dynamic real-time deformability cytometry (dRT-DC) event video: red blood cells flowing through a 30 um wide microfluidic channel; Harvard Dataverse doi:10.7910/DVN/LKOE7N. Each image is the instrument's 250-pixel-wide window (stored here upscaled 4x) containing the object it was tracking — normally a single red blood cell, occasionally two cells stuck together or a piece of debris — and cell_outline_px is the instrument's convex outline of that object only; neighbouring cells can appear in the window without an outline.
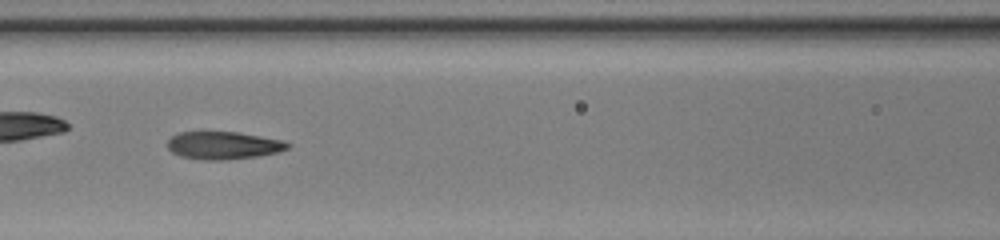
{"species": "common noctule bat (a hibernating species)", "species_latin": "Nyctalus noctula", "temperature_condition": "warm", "stored_images_in_passage": 44, "camera_frame_rate_fps": 3000, "um_per_image_px": 0.085, "animal": {"sex": "female", "body_mass_g": 20.0, "forearm_length_mm": 54.0}, "frame": {"image": 1, "passage_image": 19, "time_ms": 6.0, "image_size_px": [1000, 240], "cell_outline_px": [[292, 144], [288, 148], [276, 152], [256, 156], [224, 160], [204, 160], [180, 156], [172, 152], [168, 148], [168, 140], [172, 136], [180, 132], [240, 132], [280, 140]], "centroid_in_image_um": [18.96, 12.36], "position_along_channel_um": 147.6, "area_um2": 19.19}, "authors_computed_cell_mechanics": {"area_um2": 19.5942, "velocity_mm_per_s": 4.1269, "shape_relaxation_time_tau1_ms": 3.8737, "shape_relaxation_time_tau2_ms": 0.6288, "deformation_change_tau1": 0.2267, "deformation_change_tau2": 0.0591}}